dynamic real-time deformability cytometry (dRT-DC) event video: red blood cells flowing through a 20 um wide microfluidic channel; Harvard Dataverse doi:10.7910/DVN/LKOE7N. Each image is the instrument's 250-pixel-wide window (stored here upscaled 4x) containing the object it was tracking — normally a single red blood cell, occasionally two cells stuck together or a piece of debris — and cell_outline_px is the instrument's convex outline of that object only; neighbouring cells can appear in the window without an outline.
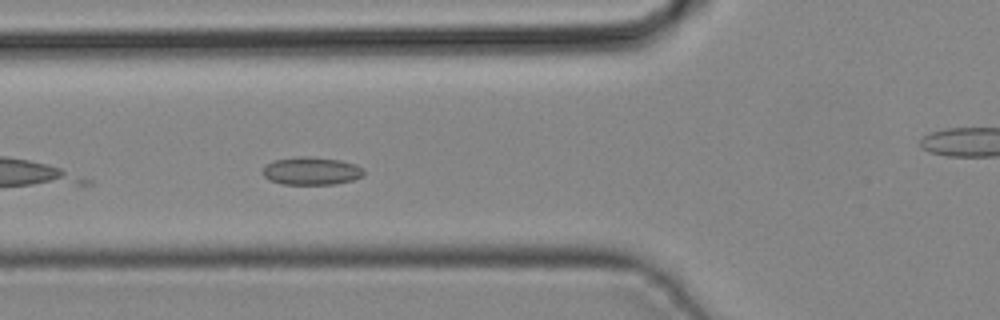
{"species": "common noctule bat (a hibernating species)", "species_latin": "Nyctalus noctula", "temperature_condition": "cold", "stored_images_in_passage": 20, "camera_frame_rate_fps": 3000, "um_per_image_px": 0.085, "animal": {"sex": "male", "body_mass_g": 19.2, "forearm_length_mm": 51.8}, "frame": {"image": 1, "passage_image": 16, "time_ms": 5.0, "image_size_px": [1000, 320], "cell_outline_px": [[364, 172], [360, 176], [352, 180], [336, 184], [284, 184], [268, 180], [260, 172], [272, 160], [300, 156], [312, 156], [340, 160], [356, 164], [364, 168]], "centroid_in_image_um": [26.45, 14.52], "position_along_channel_um": 99.4, "area_um2": 16.53}}